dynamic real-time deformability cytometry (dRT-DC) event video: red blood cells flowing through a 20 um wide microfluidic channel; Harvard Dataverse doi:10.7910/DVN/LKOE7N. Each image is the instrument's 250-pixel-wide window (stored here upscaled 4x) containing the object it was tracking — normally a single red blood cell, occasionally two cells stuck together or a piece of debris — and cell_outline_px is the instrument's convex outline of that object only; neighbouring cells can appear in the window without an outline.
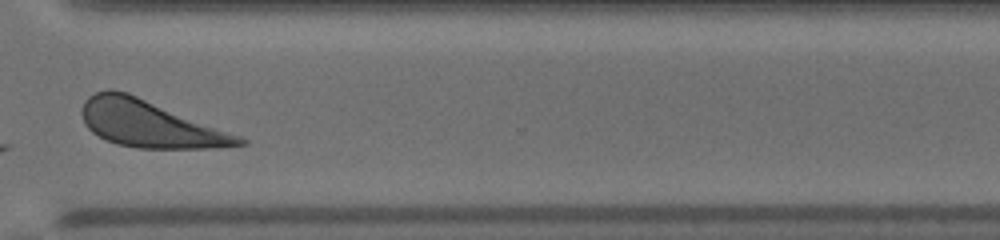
{"species": "human", "species_latin": "Homo sapiens", "temperature_condition": "warm", "stored_images_in_passage": 41, "camera_frame_rate_fps": 3000, "um_per_image_px": 0.085, "donor": {"sex": "male"}, "frame": {"image": 1, "passage_image": 30, "time_ms": 9.667, "image_size_px": [1000, 240], "cell_outline_px": [[248, 144], [220, 148], [136, 148], [116, 144], [92, 132], [84, 124], [80, 112], [84, 100], [88, 96], [96, 92], [108, 88], [112, 88], [128, 92], [240, 136], [248, 140]], "centroid_in_image_um": [12.7, 10.52], "position_along_channel_um": 357.9, "area_um2": 42.89}, "authors_computed_cell_mechanics": {"area_um2": 42.1362, "velocity_mm_per_s": 3.9555, "shape_relaxation_time_tau1_ms": 0.7839, "shape_relaxation_time_tau2_ms": null, "deformation_change_tau1": 0.2629, "deformation_change_tau2": null}}